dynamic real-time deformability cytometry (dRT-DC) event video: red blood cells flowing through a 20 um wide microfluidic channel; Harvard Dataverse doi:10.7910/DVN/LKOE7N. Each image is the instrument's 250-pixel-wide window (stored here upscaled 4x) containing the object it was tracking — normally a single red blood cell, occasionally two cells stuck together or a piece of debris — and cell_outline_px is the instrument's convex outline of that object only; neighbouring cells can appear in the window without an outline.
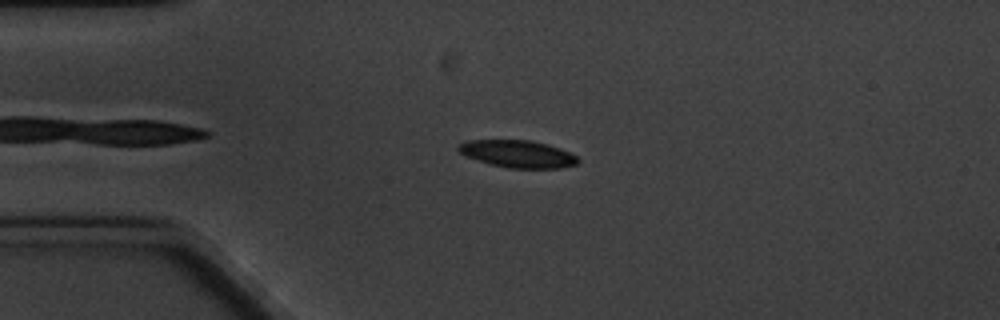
{"species": "common noctule bat (a hibernating species)", "species_latin": "Nyctalus noctula", "temperature_condition": "cold", "stored_images_in_passage": 5, "camera_frame_rate_fps": 3000, "um_per_image_px": 0.085, "animal": {"sex": "male", "body_mass_g": 20.1, "forearm_length_mm": 53.5}, "frame": {"image": 1, "passage_image": 4, "time_ms": 4.333, "image_size_px": [1000, 320], "cell_outline_px": [[580, 160], [576, 164], [560, 168], [508, 168], [492, 164], [468, 156], [460, 152], [456, 148], [460, 144], [468, 140], [532, 140], [548, 144], [560, 148], [576, 156]], "centroid_in_image_um": [44.04, 13.07], "position_along_channel_um": 41.0, "area_um2": 18.79}}